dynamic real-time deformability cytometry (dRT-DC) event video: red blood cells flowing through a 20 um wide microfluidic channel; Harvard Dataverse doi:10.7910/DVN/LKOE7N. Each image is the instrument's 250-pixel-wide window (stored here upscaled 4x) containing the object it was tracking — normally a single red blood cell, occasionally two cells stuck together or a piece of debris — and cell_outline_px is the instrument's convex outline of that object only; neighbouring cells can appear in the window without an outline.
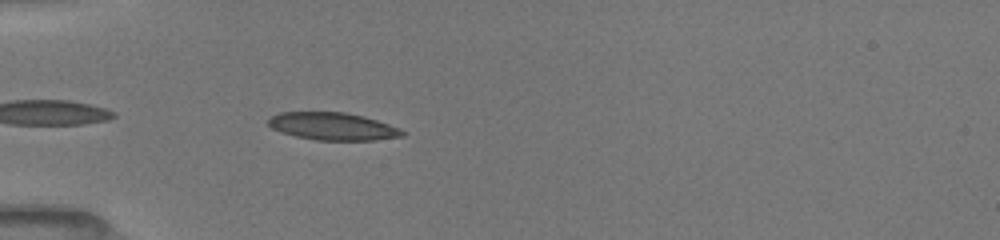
{"species": "common noctule bat (a hibernating species)", "species_latin": "Nyctalus noctula", "temperature_condition": "room temperature", "stored_images_in_passage": 28, "camera_frame_rate_fps": 3000, "um_per_image_px": 0.085, "animal": {"sex": "female", "body_mass_g": 19.5, "forearm_length_mm": 54.1}, "frame": {"image": 1, "passage_image": 2, "time_ms": 0.667, "image_size_px": [1000, 240], "cell_outline_px": [[404, 136], [376, 140], [316, 140], [296, 136], [280, 132], [272, 128], [268, 124], [268, 120], [272, 116], [280, 112], [344, 112], [364, 116], [388, 124], [404, 132]], "centroid_in_image_um": [28.25, 10.74], "position_along_channel_um": 56.7, "area_um2": 21.33}}
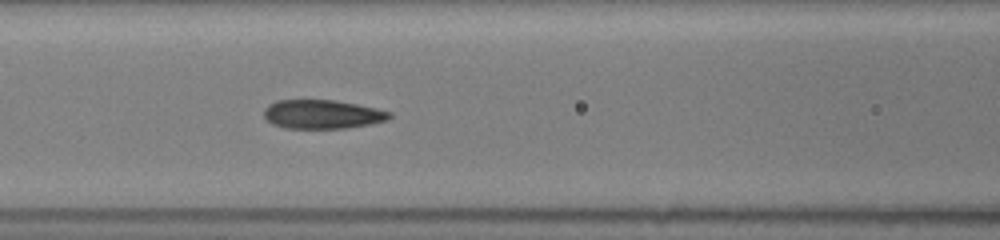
{"frame": {"image": 2, "passage_image": 8, "time_ms": 3.0, "image_size_px": [1000, 240], "cell_outline_px": [[392, 116], [388, 120], [372, 124], [348, 128], [284, 128], [272, 124], [264, 116], [264, 108], [268, 104], [276, 100], [336, 100], [376, 108], [392, 112]], "centroid_in_image_um": [27.41, 9.71], "position_along_channel_um": 139.2, "area_um2": 21.33}}
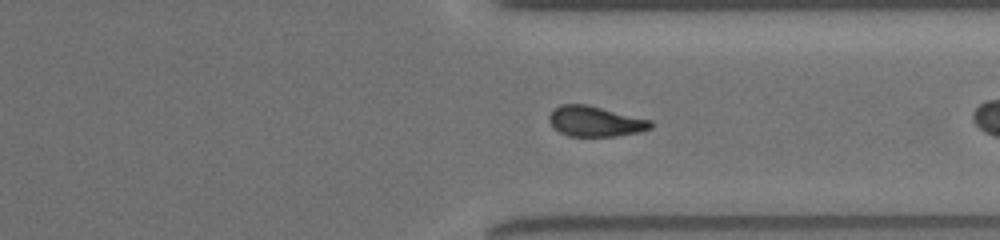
{"frame": {"image": 3, "passage_image": 26, "time_ms": 7.667, "image_size_px": [1000, 240], "cell_outline_px": [[652, 128], [640, 132], [616, 136], [568, 136], [560, 132], [548, 120], [548, 116], [552, 108], [560, 104], [588, 104], [652, 120]], "centroid_in_image_um": [50.59, 10.3], "position_along_channel_um": 360.8, "area_um2": 18.15}}